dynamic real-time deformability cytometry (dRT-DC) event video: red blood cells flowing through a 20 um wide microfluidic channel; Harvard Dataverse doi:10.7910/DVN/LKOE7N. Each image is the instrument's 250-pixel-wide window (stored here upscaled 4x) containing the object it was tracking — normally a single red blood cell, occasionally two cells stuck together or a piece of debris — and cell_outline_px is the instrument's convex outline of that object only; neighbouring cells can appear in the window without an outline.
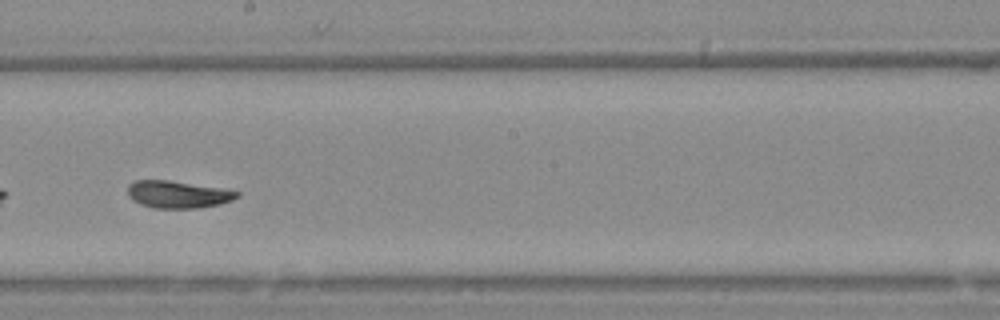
{"species": "Egyptian fruit bat (a non-hibernating species)", "species_latin": "Rousettus aegyptiacus", "temperature_condition": "warm", "stored_images_in_passage": 32, "camera_frame_rate_fps": 3000, "um_per_image_px": 0.085, "animal": {"sex": "female"}, "frame": {"image": 1, "passage_image": 19, "time_ms": 6.0, "image_size_px": [1000, 320], "cell_outline_px": [[240, 196], [232, 200], [220, 204], [200, 208], [152, 208], [140, 204], [128, 196], [128, 184], [136, 180], [168, 180], [220, 188], [240, 192]], "centroid_in_image_um": [15.11, 16.53], "position_along_channel_um": 233.1, "area_um2": 17.34}, "authors_computed_cell_mechanics": {"area_um2": 17.9469, "velocity_mm_per_s": 3.6503, "shape_relaxation_time_tau1_ms": 4.3807, "shape_relaxation_time_tau2_ms": 2.3354, "deformation_change_tau1": 0.199, "deformation_change_tau2": 0.0893}}